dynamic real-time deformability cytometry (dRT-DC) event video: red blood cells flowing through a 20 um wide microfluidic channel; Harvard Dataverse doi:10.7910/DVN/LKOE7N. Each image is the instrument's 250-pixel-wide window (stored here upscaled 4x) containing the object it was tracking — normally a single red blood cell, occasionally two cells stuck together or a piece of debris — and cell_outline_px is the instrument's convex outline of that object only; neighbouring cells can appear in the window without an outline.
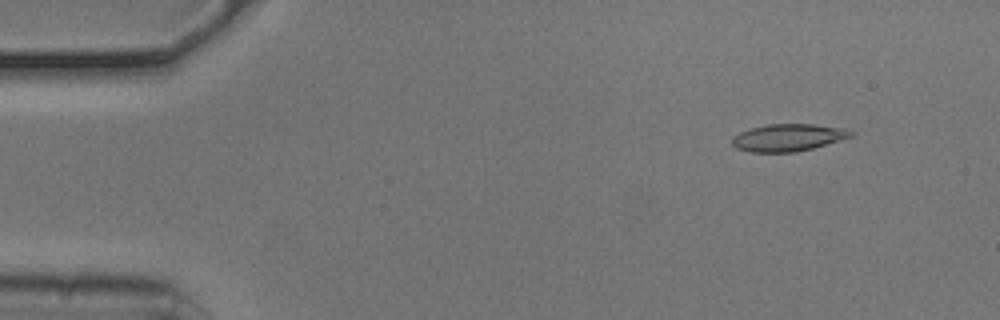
{"species": "common noctule bat (a hibernating species)", "species_latin": "Nyctalus noctula", "temperature_condition": "cold", "stored_images_in_passage": 54, "camera_frame_rate_fps": 3000, "um_per_image_px": 0.085, "animal": {"sex": "male", "body_mass_g": 20.5, "forearm_length_mm": 52.5}, "frame": {"image": 1, "passage_image": 6, "time_ms": 1.667, "image_size_px": [1000, 320], "cell_outline_px": [[856, 132], [852, 136], [812, 148], [796, 152], [752, 152], [736, 148], [732, 144], [732, 136], [740, 132], [752, 128], [768, 124], [812, 124], [844, 128]], "centroid_in_image_um": [66.98, 11.69], "position_along_channel_um": 18.0, "area_um2": 18.73}}
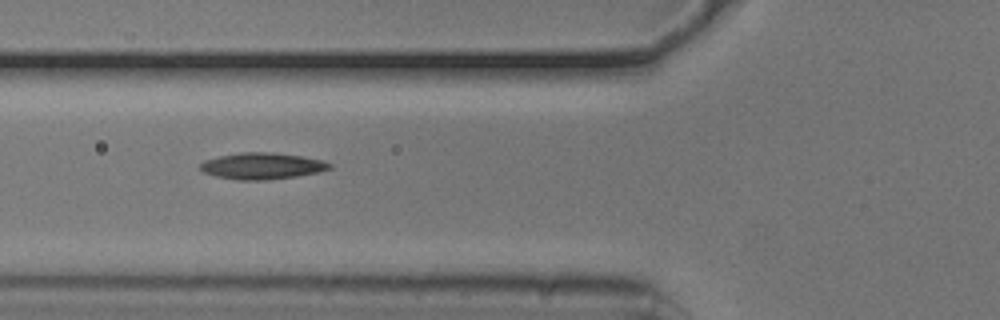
{"frame": {"image": 2, "passage_image": 20, "time_ms": 6.333, "image_size_px": [1000, 320], "cell_outline_px": [[332, 168], [320, 172], [296, 176], [268, 180], [240, 180], [216, 176], [204, 172], [200, 168], [200, 164], [204, 160], [220, 156], [240, 152], [272, 152], [304, 156], [324, 160], [332, 164]], "centroid_in_image_um": [22.33, 14.1], "position_along_channel_um": 103.5, "area_um2": 20.06}}
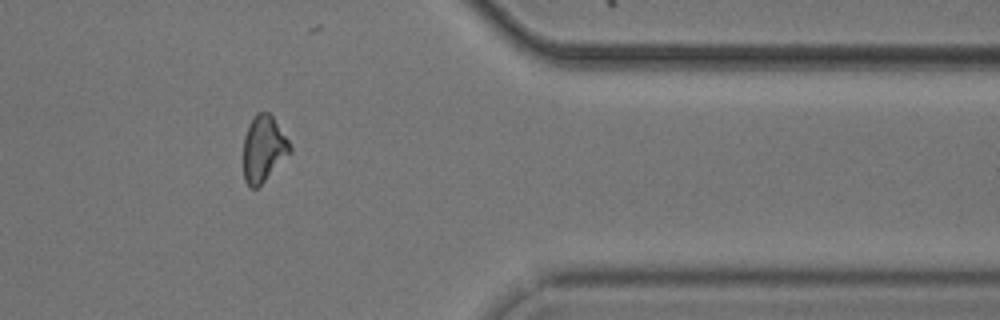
{"frame": {"image": 3, "passage_image": 44, "time_ms": 14.333, "image_size_px": [1000, 320], "cell_outline_px": [[292, 152], [256, 188], [248, 188], [244, 180], [244, 136], [248, 124], [252, 116], [256, 112], [268, 112], [272, 116], [288, 140], [292, 148]], "centroid_in_image_um": [22.38, 12.63], "position_along_channel_um": 389.0, "area_um2": 17.92}, "authors_computed_cell_mechanics": {"area_um2": 18.7272, "velocity_mm_per_s": 3.7944, "shape_relaxation_time_tau1_ms": 6.0611, "shape_relaxation_time_tau2_ms": null, "deformation_change_tau1": 0.1229, "deformation_change_tau2": null}}